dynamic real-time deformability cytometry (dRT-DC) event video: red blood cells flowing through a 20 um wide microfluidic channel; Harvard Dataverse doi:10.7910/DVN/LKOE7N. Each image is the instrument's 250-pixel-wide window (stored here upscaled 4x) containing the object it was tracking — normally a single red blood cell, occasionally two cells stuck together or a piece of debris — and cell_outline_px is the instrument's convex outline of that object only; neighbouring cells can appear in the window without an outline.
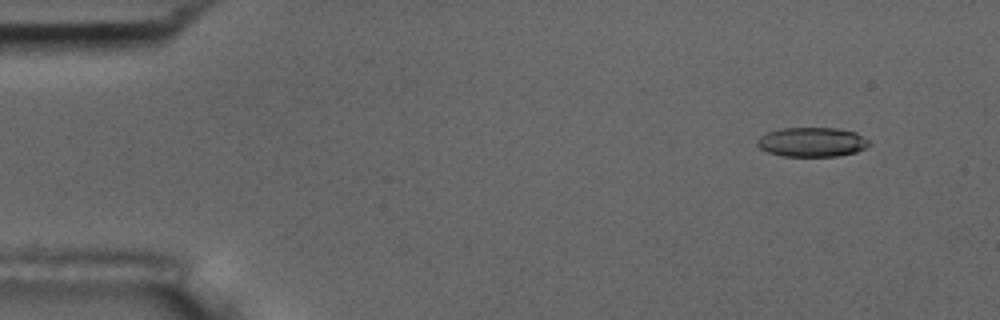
{"species": "common noctule bat (a hibernating species)", "species_latin": "Nyctalus noctula", "temperature_condition": "room temperature", "stored_images_in_passage": 55, "camera_frame_rate_fps": 3000, "um_per_image_px": 0.085, "animal": {"sex": "male", "body_mass_g": 17.5, "forearm_length_mm": 52.3}, "frame": {"image": 1, "passage_image": 4, "time_ms": 1.0, "image_size_px": [1000, 320], "cell_outline_px": [[872, 144], [856, 152], [836, 156], [784, 156], [768, 152], [760, 148], [756, 144], [756, 140], [760, 136], [768, 132], [780, 128], [836, 128], [856, 132], [868, 140]], "centroid_in_image_um": [69.01, 12.07], "position_along_channel_um": 16.0, "area_um2": 19.19}}
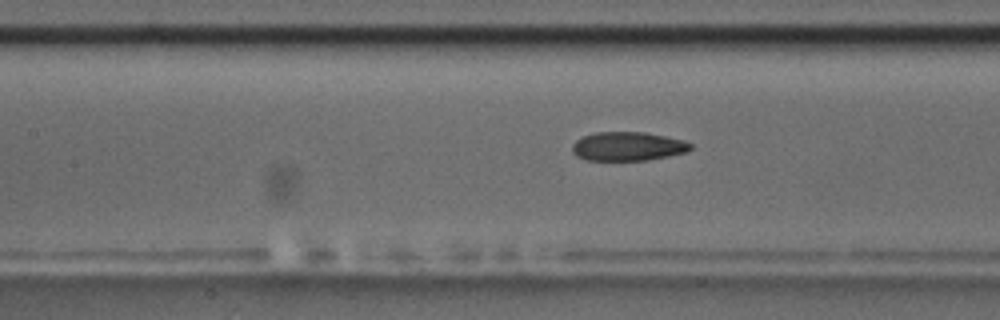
{"frame": {"image": 2, "passage_image": 24, "time_ms": 7.667, "image_size_px": [1000, 320], "cell_outline_px": [[692, 148], [688, 152], [648, 160], [588, 160], [576, 156], [572, 152], [572, 144], [576, 140], [592, 132], [644, 132], [684, 140], [692, 144]], "centroid_in_image_um": [53.36, 12.44], "position_along_channel_um": 154.0, "area_um2": 20.0}}
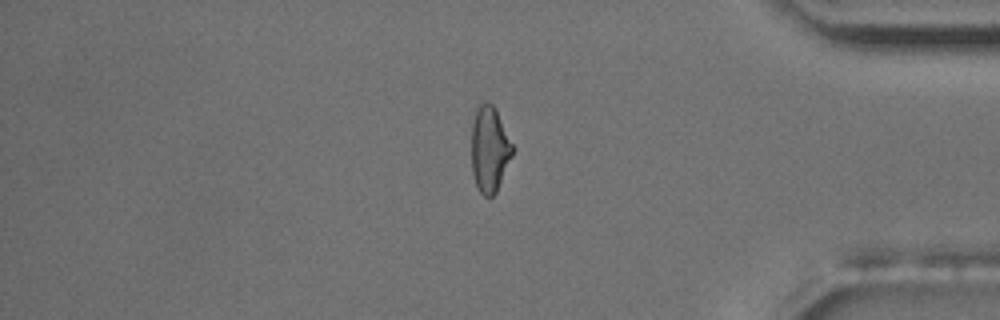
{"frame": {"image": 3, "passage_image": 46, "time_ms": 15.0, "image_size_px": [1000, 320], "cell_outline_px": [[512, 156], [496, 192], [492, 196], [484, 196], [476, 188], [472, 172], [472, 124], [476, 104], [492, 104], [512, 144]], "centroid_in_image_um": [41.58, 12.72], "position_along_channel_um": 393.6, "area_um2": 20.11}, "authors_computed_cell_mechanics": {"area_um2": 20.3456, "velocity_mm_per_s": 3.6253, "shape_relaxation_time_tau1_ms": 10.4134, "shape_relaxation_time_tau2_ms": 3.0932, "deformation_change_tau1": 0.2087, "deformation_change_tau2": 0.1002}}